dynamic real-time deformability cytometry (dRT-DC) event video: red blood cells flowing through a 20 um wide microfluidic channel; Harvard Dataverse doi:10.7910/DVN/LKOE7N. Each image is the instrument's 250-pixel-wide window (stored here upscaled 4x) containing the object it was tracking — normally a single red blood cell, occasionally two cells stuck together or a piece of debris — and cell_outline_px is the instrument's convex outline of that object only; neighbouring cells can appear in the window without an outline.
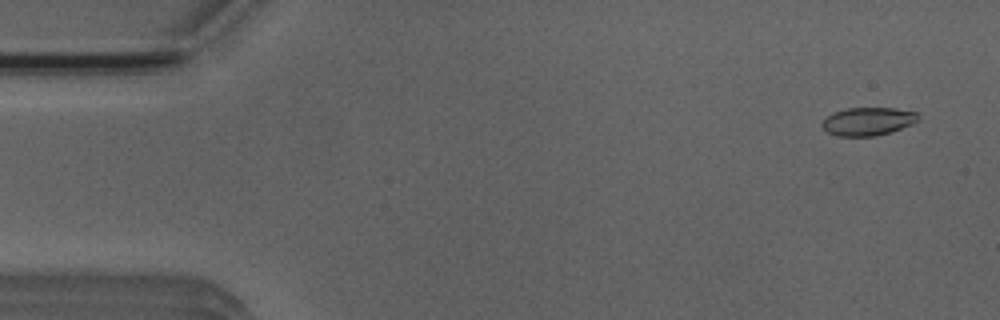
{"species": "Egyptian fruit bat (a non-hibernating species)", "species_latin": "Rousettus aegyptiacus", "temperature_condition": "room temperature", "stored_images_in_passage": 4, "camera_frame_rate_fps": 3000, "um_per_image_px": 0.085, "animal": {"sex": "male"}, "frame": {"image": 1, "passage_image": 1, "time_ms": 0.0, "image_size_px": [1000, 320], "cell_outline_px": [[920, 116], [912, 124], [876, 136], [836, 136], [828, 132], [820, 124], [832, 112], [848, 108], [896, 108], [916, 112]], "centroid_in_image_um": [73.75, 10.31], "position_along_channel_um": 11.2, "area_um2": 15.61}}